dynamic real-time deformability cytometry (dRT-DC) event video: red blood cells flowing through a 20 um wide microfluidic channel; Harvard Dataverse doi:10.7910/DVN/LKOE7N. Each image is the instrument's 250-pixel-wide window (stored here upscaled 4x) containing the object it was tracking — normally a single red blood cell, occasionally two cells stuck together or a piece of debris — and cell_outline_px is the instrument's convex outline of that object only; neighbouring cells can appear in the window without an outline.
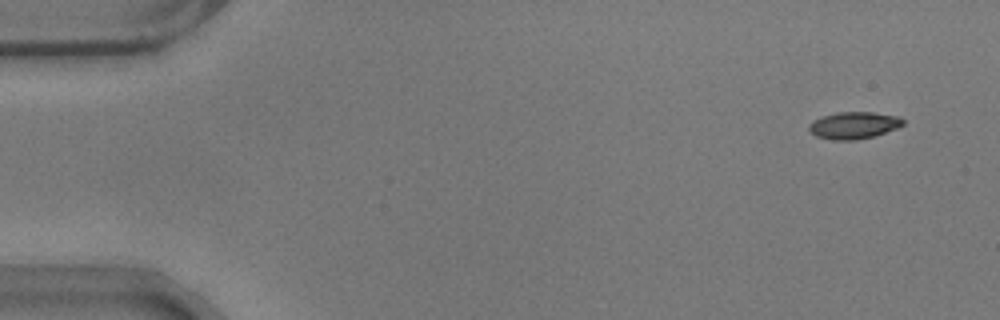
{"species": "common noctule bat (a hibernating species)", "species_latin": "Nyctalus noctula", "temperature_condition": "warm", "stored_images_in_passage": 53, "camera_frame_rate_fps": 3000, "um_per_image_px": 0.085, "animal": {"sex": "male", "body_mass_g": 17.9}, "frame": {"image": 1, "passage_image": 1, "time_ms": 0.0, "image_size_px": [1000, 320], "cell_outline_px": [[904, 124], [896, 128], [872, 136], [856, 140], [832, 140], [816, 136], [808, 128], [808, 124], [812, 120], [820, 116], [836, 112], [872, 112], [900, 116], [904, 120]], "centroid_in_image_um": [72.54, 10.64], "position_along_channel_um": 12.5, "area_um2": 14.85}}
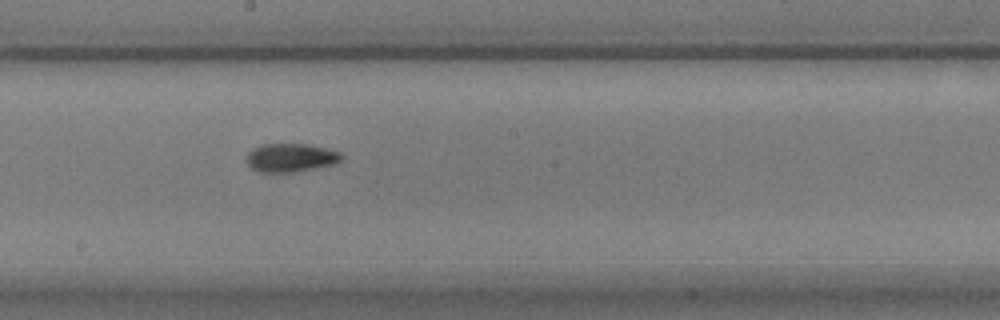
{"frame": {"image": 2, "passage_image": 29, "time_ms": 9.333, "image_size_px": [1000, 320], "cell_outline_px": [[344, 156], [340, 160], [332, 164], [316, 168], [296, 172], [256, 172], [248, 164], [248, 152], [252, 148], [260, 144], [308, 144], [328, 148], [340, 152]], "centroid_in_image_um": [24.71, 13.39], "position_along_channel_um": 223.5, "area_um2": 15.84}}
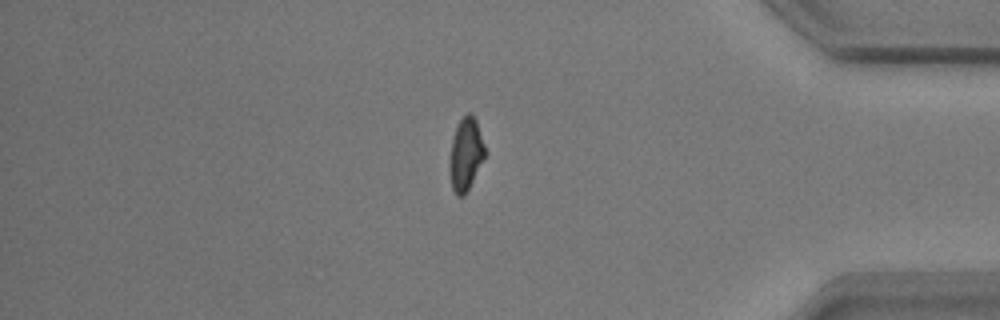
{"frame": {"image": 3, "passage_image": 46, "time_ms": 15.0, "image_size_px": [1000, 320], "cell_outline_px": [[484, 156], [464, 196], [456, 196], [452, 188], [448, 168], [452, 140], [456, 128], [460, 120], [468, 112], [472, 112], [476, 120], [484, 144]], "centroid_in_image_um": [39.55, 13.1], "position_along_channel_um": 395.6, "area_um2": 14.62}, "authors_computed_cell_mechanics": {"area_um2": 15.1436, "velocity_mm_per_s": 3.5437, "shape_relaxation_time_tau1_ms": 6.2457, "shape_relaxation_time_tau2_ms": 2.8149, "deformation_change_tau1": 0.178, "deformation_change_tau2": 0.0877}}